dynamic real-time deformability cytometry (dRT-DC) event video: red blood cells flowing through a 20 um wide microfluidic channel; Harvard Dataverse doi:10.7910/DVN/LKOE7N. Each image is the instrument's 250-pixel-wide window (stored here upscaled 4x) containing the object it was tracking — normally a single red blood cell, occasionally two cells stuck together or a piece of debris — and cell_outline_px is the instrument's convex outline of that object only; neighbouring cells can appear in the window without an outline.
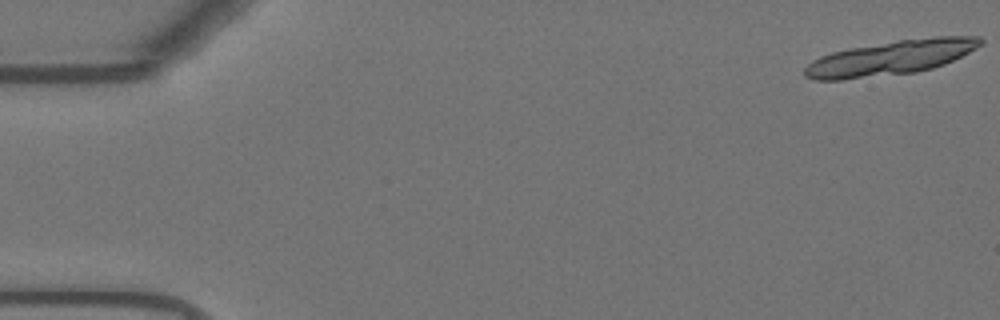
{"species": "Egyptian fruit bat (a non-hibernating species)", "species_latin": "Rousettus aegyptiacus", "temperature_condition": "warm", "stored_images_in_passage": 5, "camera_frame_rate_fps": 3000, "um_per_image_px": 0.085, "animal": {"sex": "female"}, "frame": {"image": 1, "passage_image": 1, "time_ms": 0.0, "image_size_px": [1000, 320], "cell_outline_px": [[984, 44], [944, 64], [932, 68], [916, 72], [840, 80], [812, 80], [804, 76], [804, 68], [812, 60], [820, 56], [832, 52], [852, 48], [900, 40], [936, 36], [980, 36], [984, 40]], "centroid_in_image_um": [75.7, 4.91], "position_along_channel_um": 9.3, "area_um2": 35.2}}